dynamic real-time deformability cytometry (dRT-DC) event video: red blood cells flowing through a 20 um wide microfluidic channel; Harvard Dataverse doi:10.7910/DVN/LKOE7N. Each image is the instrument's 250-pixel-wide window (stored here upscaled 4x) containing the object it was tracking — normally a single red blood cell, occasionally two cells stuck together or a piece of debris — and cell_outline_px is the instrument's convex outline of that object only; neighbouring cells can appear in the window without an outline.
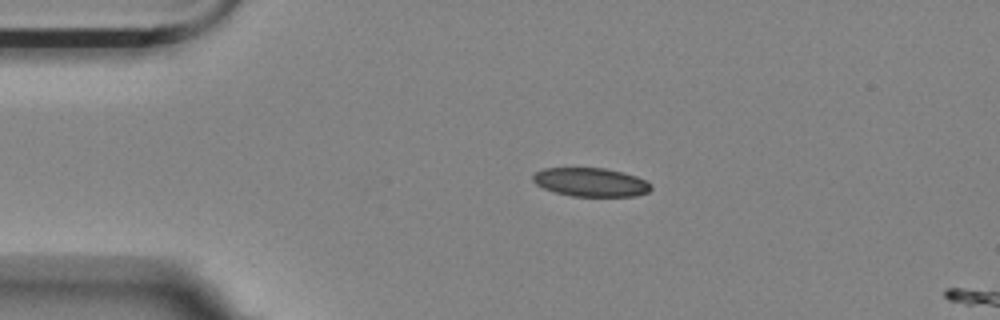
{"species": "Egyptian fruit bat (a non-hibernating species)", "species_latin": "Rousettus aegyptiacus", "temperature_condition": "room temperature", "stored_images_in_passage": 3, "camera_frame_rate_fps": 3000, "um_per_image_px": 0.085, "animal": {"sex": "female"}, "frame": {"image": 1, "passage_image": 1, "time_ms": 0.0, "image_size_px": [1000, 320], "cell_outline_px": [[652, 188], [648, 192], [636, 196], [572, 196], [556, 192], [544, 188], [536, 184], [532, 180], [532, 176], [536, 172], [544, 168], [604, 168], [624, 172], [636, 176], [652, 184]], "centroid_in_image_um": [50.23, 15.48], "position_along_channel_um": 34.8, "area_um2": 19.71}}